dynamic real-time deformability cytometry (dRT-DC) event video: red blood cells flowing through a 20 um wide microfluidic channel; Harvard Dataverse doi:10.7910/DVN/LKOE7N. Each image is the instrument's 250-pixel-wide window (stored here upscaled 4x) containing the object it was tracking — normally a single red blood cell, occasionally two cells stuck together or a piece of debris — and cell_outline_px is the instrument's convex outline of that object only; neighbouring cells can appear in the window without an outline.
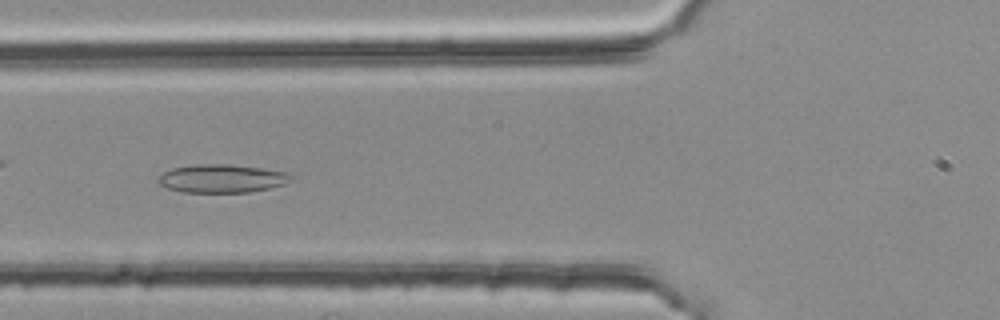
{"species": "common noctule bat (a hibernating species)", "species_latin": "Nyctalus noctula", "temperature_condition": "room temperature", "stored_images_in_passage": 40, "camera_frame_rate_fps": 3000, "um_per_image_px": 0.085, "animal": {"sex": "female", "body_mass_g": 25.1}, "frame": {"image": 1, "passage_image": 7, "time_ms": 2.0, "image_size_px": [1000, 320], "cell_outline_px": [[292, 176], [284, 184], [252, 192], [184, 192], [168, 188], [160, 184], [156, 180], [164, 172], [172, 168], [192, 164], [228, 164], [292, 172]], "centroid_in_image_um": [18.86, 15.16], "position_along_channel_um": 106.9, "area_um2": 21.85}}
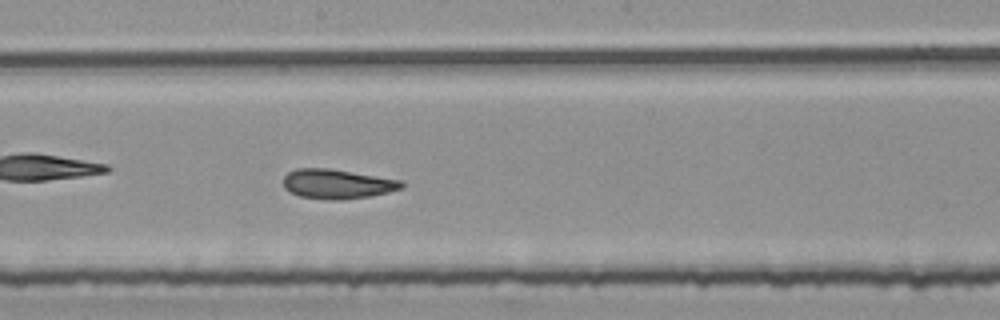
{"frame": {"image": 2, "passage_image": 16, "time_ms": 5.0, "image_size_px": [1000, 320], "cell_outline_px": [[404, 188], [388, 192], [368, 196], [336, 200], [328, 200], [300, 196], [284, 188], [284, 176], [288, 172], [296, 168], [328, 168], [400, 180], [404, 184]], "centroid_in_image_um": [28.64, 15.63], "position_along_channel_um": 219.6, "area_um2": 20.11}}
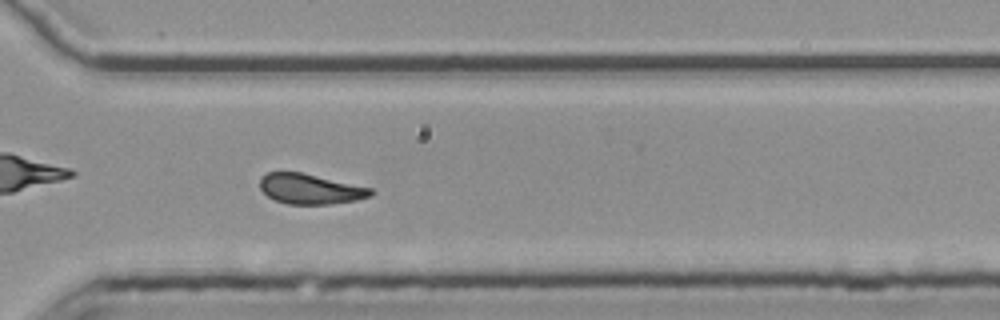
{"frame": {"image": 3, "passage_image": 26, "time_ms": 8.333, "image_size_px": [1000, 320], "cell_outline_px": [[376, 192], [372, 196], [356, 200], [332, 204], [288, 204], [276, 200], [268, 196], [260, 188], [260, 176], [268, 172], [300, 172], [372, 188]], "centroid_in_image_um": [26.39, 16.06], "position_along_channel_um": 344.2, "area_um2": 19.48}, "authors_computed_cell_mechanics": {"area_um2": 20.0855, "velocity_mm_per_s": 3.7492, "shape_relaxation_time_tau1_ms": null, "shape_relaxation_time_tau2_ms": 2.714, "deformation_change_tau1": null, "deformation_change_tau2": 0.1106}}